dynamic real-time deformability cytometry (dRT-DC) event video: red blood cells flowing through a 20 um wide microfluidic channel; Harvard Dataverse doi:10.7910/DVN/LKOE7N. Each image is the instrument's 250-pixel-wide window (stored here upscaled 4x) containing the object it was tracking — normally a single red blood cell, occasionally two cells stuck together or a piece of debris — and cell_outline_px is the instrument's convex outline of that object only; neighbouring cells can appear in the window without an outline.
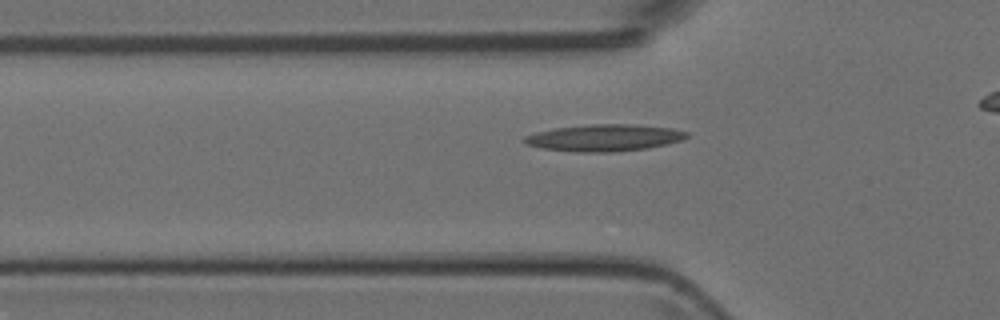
{"species": "Egyptian fruit bat (a non-hibernating species)", "species_latin": "Rousettus aegyptiacus", "temperature_condition": "room temperature", "stored_images_in_passage": 28, "camera_frame_rate_fps": 3000, "um_per_image_px": 0.085, "animal": {"sex": "female"}, "frame": {"image": 1, "passage_image": 3, "time_ms": 0.667, "image_size_px": [1000, 320], "cell_outline_px": [[688, 136], [680, 140], [668, 144], [648, 148], [612, 152], [572, 152], [544, 148], [524, 144], [524, 136], [536, 132], [556, 128], [592, 124], [632, 124], [672, 128], [688, 132]], "centroid_in_image_um": [51.37, 11.71], "position_along_channel_um": 74.4, "area_um2": 25.32}}
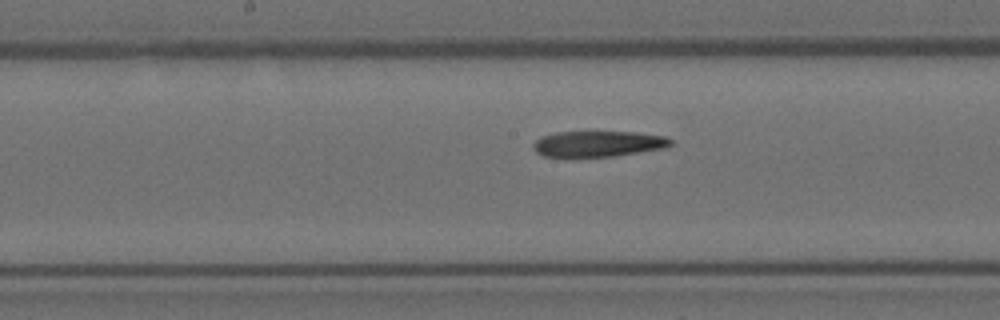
{"frame": {"image": 2, "passage_image": 12, "time_ms": 3.667, "image_size_px": [1000, 320], "cell_outline_px": [[672, 144], [664, 148], [612, 156], [544, 156], [536, 152], [532, 148], [532, 144], [540, 136], [556, 132], [632, 132], [664, 136], [672, 140]], "centroid_in_image_um": [50.8, 12.21], "position_along_channel_um": 197.4, "area_um2": 20.4}}
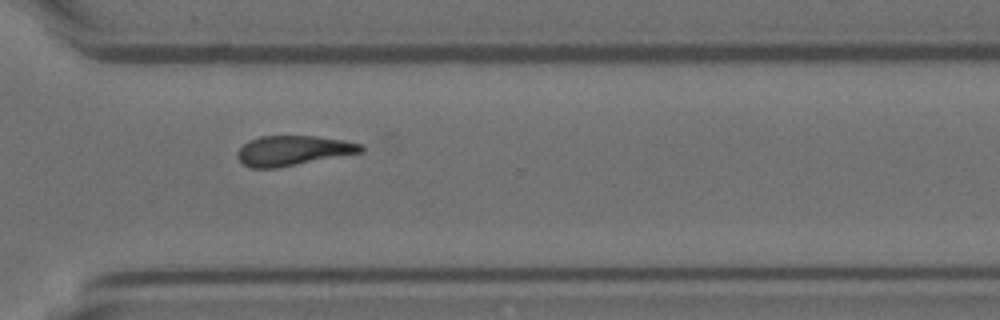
{"frame": {"image": 3, "passage_image": 23, "time_ms": 7.333, "image_size_px": [1000, 320], "cell_outline_px": [[364, 152], [280, 168], [252, 168], [244, 164], [236, 156], [240, 148], [248, 140], [260, 136], [316, 136], [344, 140], [364, 144]], "centroid_in_image_um": [24.96, 12.8], "position_along_channel_um": 345.6, "area_um2": 21.79}}